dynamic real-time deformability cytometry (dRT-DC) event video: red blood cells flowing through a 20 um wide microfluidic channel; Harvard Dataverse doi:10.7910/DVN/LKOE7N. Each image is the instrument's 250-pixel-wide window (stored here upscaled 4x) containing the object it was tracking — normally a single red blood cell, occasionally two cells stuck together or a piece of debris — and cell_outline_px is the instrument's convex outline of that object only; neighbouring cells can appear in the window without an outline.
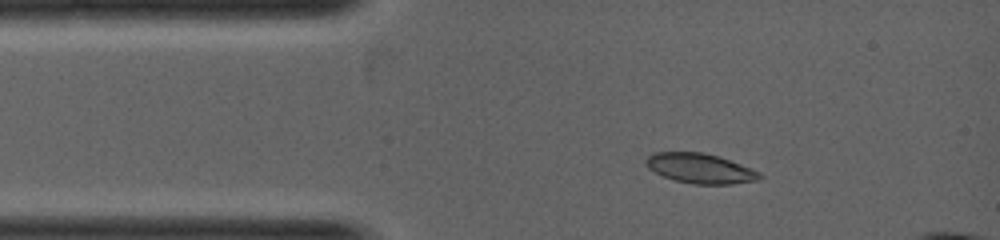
{"species": "common noctule bat (a hibernating species)", "species_latin": "Nyctalus noctula", "temperature_condition": "warm", "stored_images_in_passage": 3, "camera_frame_rate_fps": 5000, "um_per_image_px": 0.085, "animal": {"sex": "female", "body_mass_g": 19.0, "forearm_length_mm": 53.3}, "frame": {"image": 1, "passage_image": 1, "time_ms": 0.0, "image_size_px": [1000, 240], "cell_outline_px": [[764, 176], [756, 180], [732, 184], [692, 184], [676, 180], [664, 176], [648, 168], [644, 164], [644, 160], [652, 152], [704, 152], [720, 156], [760, 172]], "centroid_in_image_um": [59.5, 14.3], "position_along_channel_um": 25.5, "area_um2": 19.83}}